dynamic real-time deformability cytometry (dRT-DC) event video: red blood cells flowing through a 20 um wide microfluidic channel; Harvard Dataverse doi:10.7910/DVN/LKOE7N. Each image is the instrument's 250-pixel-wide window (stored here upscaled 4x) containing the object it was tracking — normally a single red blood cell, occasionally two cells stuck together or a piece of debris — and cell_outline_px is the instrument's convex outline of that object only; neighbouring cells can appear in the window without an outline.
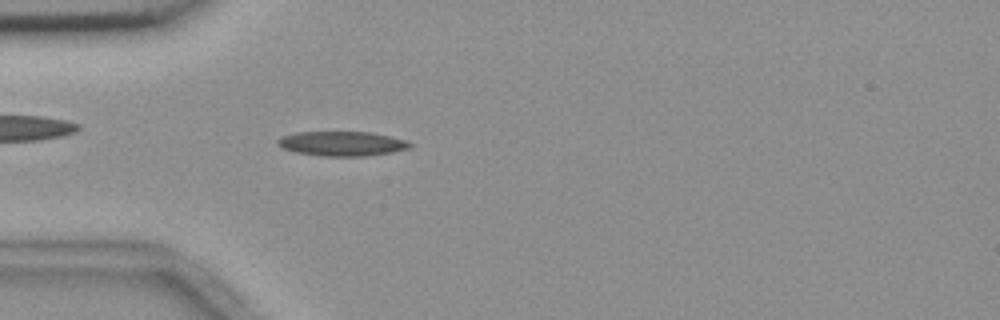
{"species": "common noctule bat (a hibernating species)", "species_latin": "Nyctalus noctula", "temperature_condition": "room temperature", "stored_images_in_passage": 3, "camera_frame_rate_fps": 3000, "um_per_image_px": 0.085, "animal": {"sex": "female", "body_mass_g": 18.4}, "frame": {"image": 1, "passage_image": 3, "time_ms": 3.333, "image_size_px": [1000, 320], "cell_outline_px": [[412, 148], [392, 152], [364, 156], [320, 156], [296, 152], [284, 148], [276, 144], [276, 140], [280, 136], [296, 132], [372, 132], [404, 140], [412, 144]], "centroid_in_image_um": [29.04, 12.21], "position_along_channel_um": 56.0, "area_um2": 18.96}}